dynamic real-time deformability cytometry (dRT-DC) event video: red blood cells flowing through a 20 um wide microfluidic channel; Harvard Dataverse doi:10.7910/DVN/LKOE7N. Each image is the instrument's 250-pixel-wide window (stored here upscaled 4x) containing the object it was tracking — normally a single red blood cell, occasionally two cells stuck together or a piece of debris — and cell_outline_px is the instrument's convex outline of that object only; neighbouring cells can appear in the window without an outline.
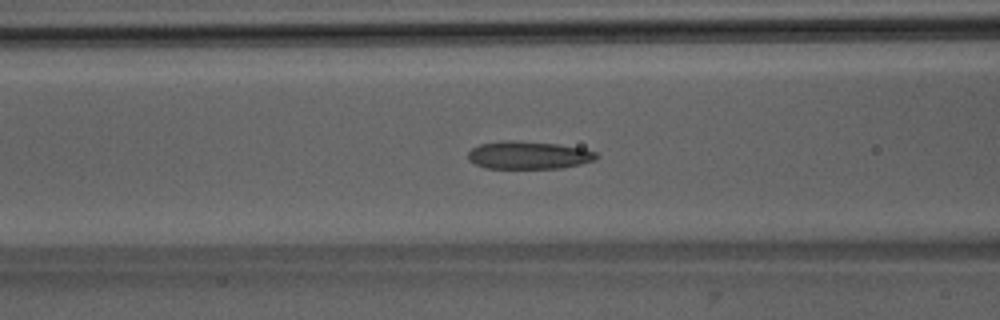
{"species": "Egyptian fruit bat (a non-hibernating species)", "species_latin": "Rousettus aegyptiacus", "temperature_condition": "room temperature", "stored_images_in_passage": 51, "camera_frame_rate_fps": 3000, "um_per_image_px": 0.085, "animal": {"sex": "male"}, "frame": {"image": 1, "passage_image": 21, "time_ms": 6.667, "image_size_px": [1000, 320], "cell_outline_px": [[600, 156], [596, 160], [564, 168], [484, 168], [468, 160], [468, 152], [472, 148], [480, 144], [512, 140], [556, 144], [580, 148], [596, 152]], "centroid_in_image_um": [44.94, 13.2], "position_along_channel_um": 121.7, "area_um2": 20.69}}
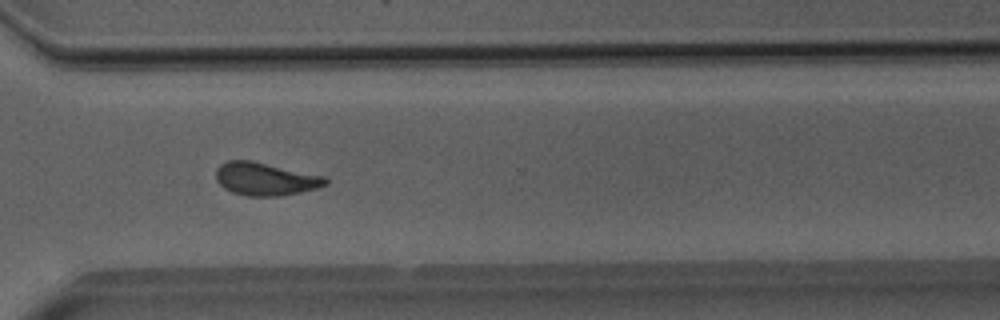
{"frame": {"image": 2, "passage_image": 38, "time_ms": 12.333, "image_size_px": [1000, 320], "cell_outline_px": [[328, 184], [316, 188], [300, 192], [280, 196], [248, 196], [232, 192], [224, 188], [216, 180], [216, 168], [220, 164], [228, 160], [252, 160], [324, 176], [328, 180]], "centroid_in_image_um": [22.53, 15.2], "position_along_channel_um": 348.1, "area_um2": 21.04}}
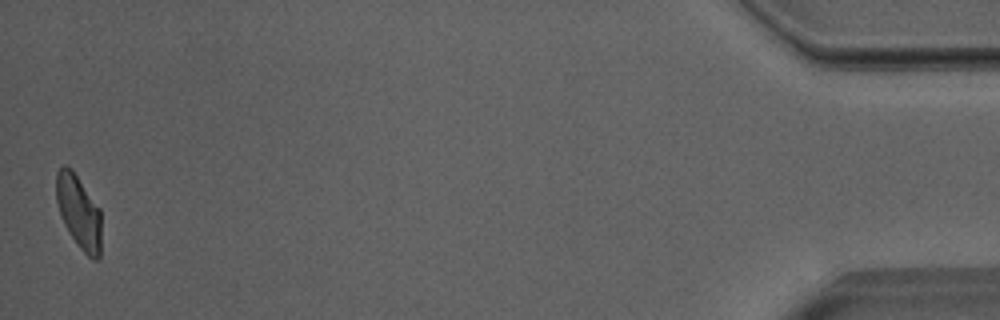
{"frame": {"image": 3, "passage_image": 51, "time_ms": 16.667, "image_size_px": [1000, 320], "cell_outline_px": [[100, 256], [96, 260], [92, 260], [80, 248], [68, 232], [60, 216], [56, 200], [56, 172], [64, 164], [72, 168], [100, 208]], "centroid_in_image_um": [6.68, 17.99], "position_along_channel_um": 428.5, "area_um2": 19.42}, "authors_computed_cell_mechanics": {"area_um2": 20.808, "velocity_mm_per_s": 3.9996, "shape_relaxation_time_tau1_ms": 6.2826, "shape_relaxation_time_tau2_ms": 1.8888, "deformation_change_tau1": 0.1757, "deformation_change_tau2": 0.106}}